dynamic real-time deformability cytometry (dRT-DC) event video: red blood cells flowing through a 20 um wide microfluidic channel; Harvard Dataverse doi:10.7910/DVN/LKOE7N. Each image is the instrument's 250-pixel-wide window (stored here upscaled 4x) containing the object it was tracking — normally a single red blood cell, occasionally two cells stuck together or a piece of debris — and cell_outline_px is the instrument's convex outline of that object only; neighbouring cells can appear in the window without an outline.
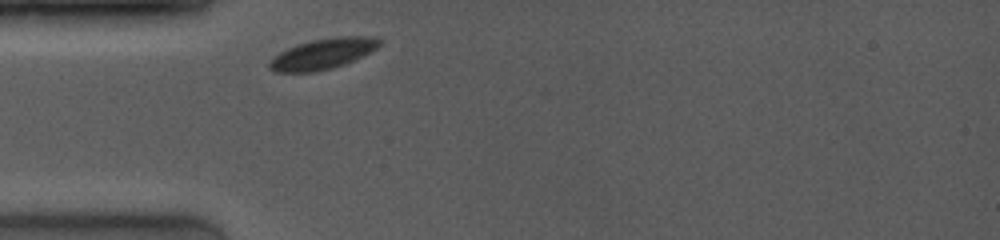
{"species": "common noctule bat (a hibernating species)", "species_latin": "Nyctalus noctula", "temperature_condition": "room temperature", "stored_images_in_passage": 21, "camera_frame_rate_fps": 4000, "um_per_image_px": 0.085, "animal": {"sex": "female", "body_mass_g": 19.0, "forearm_length_mm": 53.3}, "frame": {"image": 1, "passage_image": 1, "time_ms": 0.0, "image_size_px": [1000, 240], "cell_outline_px": [[384, 40], [376, 48], [344, 64], [332, 68], [316, 72], [276, 72], [268, 68], [268, 60], [272, 56], [296, 44], [312, 40], [332, 36], [376, 36]], "centroid_in_image_um": [27.41, 4.56], "position_along_channel_um": 57.6, "area_um2": 19.83}}
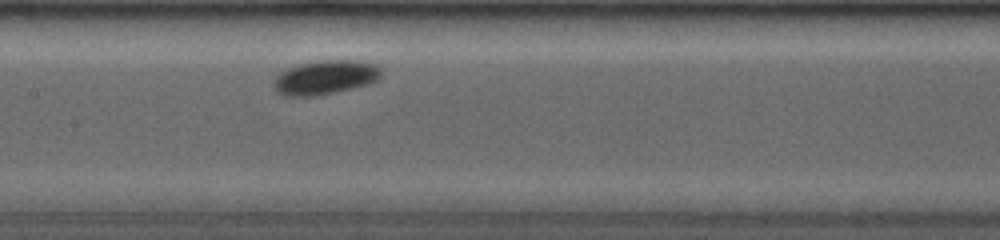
{"frame": {"image": 2, "passage_image": 8, "time_ms": 3.25, "image_size_px": [1000, 240], "cell_outline_px": [[380, 76], [376, 80], [368, 84], [336, 92], [312, 96], [284, 96], [276, 92], [272, 84], [272, 80], [280, 72], [288, 68], [300, 64], [320, 60], [356, 60], [376, 64], [380, 68]], "centroid_in_image_um": [27.6, 6.58], "position_along_channel_um": 179.8, "area_um2": 21.44}}
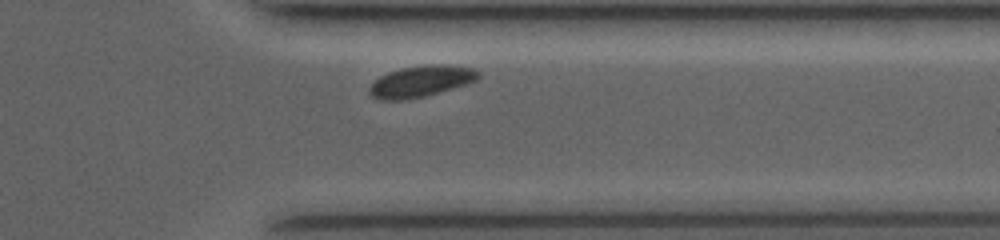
{"frame": {"image": 3, "passage_image": 19, "time_ms": 8.25, "image_size_px": [1000, 240], "cell_outline_px": [[480, 76], [476, 80], [468, 84], [424, 96], [404, 100], [380, 100], [372, 96], [368, 92], [368, 88], [380, 76], [388, 72], [400, 68], [428, 64], [448, 64], [472, 68], [480, 72]], "centroid_in_image_um": [35.79, 6.9], "position_along_channel_um": 375.6, "area_um2": 19.94}, "authors_computed_cell_mechanics": {"area_um2": 19.8254, "velocity_mm_per_s": 3.8955, "shape_relaxation_time_tau1_ms": 1.439, "shape_relaxation_time_tau2_ms": null, "deformation_change_tau1": 0.0552, "deformation_change_tau2": null}}